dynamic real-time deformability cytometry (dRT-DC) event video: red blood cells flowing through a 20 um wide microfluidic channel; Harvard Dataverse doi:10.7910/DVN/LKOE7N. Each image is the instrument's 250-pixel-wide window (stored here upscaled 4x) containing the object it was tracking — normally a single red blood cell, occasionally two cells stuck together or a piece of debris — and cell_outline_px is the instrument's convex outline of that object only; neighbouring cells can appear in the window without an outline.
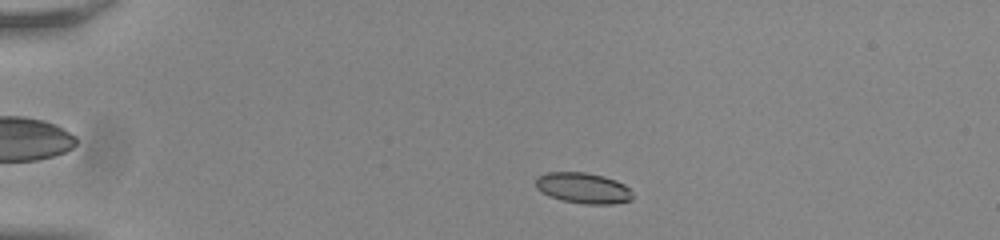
{"species": "common noctule bat (a hibernating species)", "species_latin": "Nyctalus noctula", "temperature_condition": "room temperature", "stored_images_in_passage": 49, "camera_frame_rate_fps": 3000, "um_per_image_px": 0.085, "animal": {"sex": "male", "body_mass_g": 20.0, "forearm_length_mm": 53.3}, "frame": {"image": 1, "passage_image": 6, "time_ms": 1.667, "image_size_px": [1000, 240], "cell_outline_px": [[632, 200], [612, 204], [584, 204], [560, 200], [548, 196], [536, 188], [536, 176], [548, 172], [584, 172], [604, 176], [616, 180], [624, 184], [632, 192]], "centroid_in_image_um": [49.55, 15.98], "position_along_channel_um": 35.4, "area_um2": 17.51}}
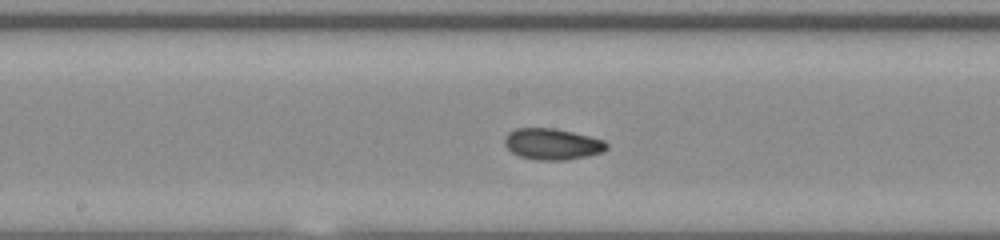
{"frame": {"image": 2, "passage_image": 24, "time_ms": 7.667, "image_size_px": [1000, 240], "cell_outline_px": [[608, 148], [604, 152], [588, 156], [564, 160], [536, 160], [520, 156], [512, 152], [504, 144], [504, 136], [508, 132], [516, 128], [556, 128], [604, 140], [608, 144]], "centroid_in_image_um": [46.94, 12.24], "position_along_channel_um": 201.3, "area_um2": 18.67}}
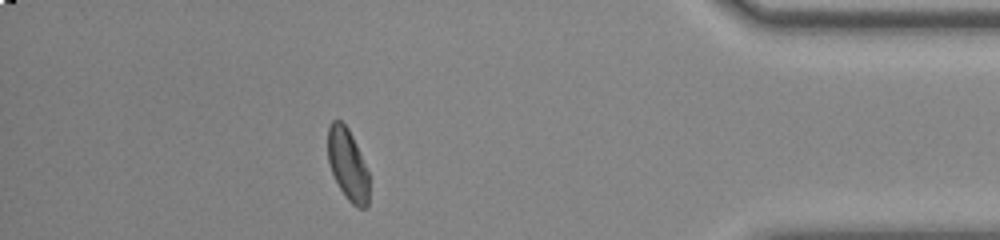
{"frame": {"image": 3, "passage_image": 43, "time_ms": 14.0, "image_size_px": [1000, 240], "cell_outline_px": [[368, 204], [364, 208], [356, 208], [344, 196], [332, 172], [328, 160], [328, 128], [332, 120], [340, 120], [348, 128], [356, 144], [368, 172]], "centroid_in_image_um": [29.55, 14.0], "position_along_channel_um": 405.7, "area_um2": 16.99}, "authors_computed_cell_mechanics": {"area_um2": 17.9758, "velocity_mm_per_s": 3.7983, "shape_relaxation_time_tau1_ms": 4.4962, "shape_relaxation_time_tau2_ms": 1.7868, "deformation_change_tau1": 0.1292, "deformation_change_tau2": 0.0595}}